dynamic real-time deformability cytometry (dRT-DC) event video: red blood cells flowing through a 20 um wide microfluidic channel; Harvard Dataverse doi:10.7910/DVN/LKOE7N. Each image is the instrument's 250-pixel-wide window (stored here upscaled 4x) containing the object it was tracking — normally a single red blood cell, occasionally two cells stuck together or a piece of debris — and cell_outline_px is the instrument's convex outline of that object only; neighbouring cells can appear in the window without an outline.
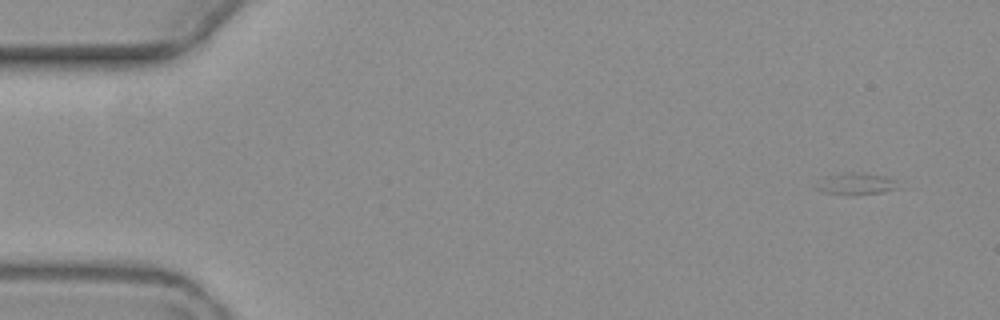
{"species": "common noctule bat (a hibernating species)", "species_latin": "Nyctalus noctula", "temperature_condition": "warm", "stored_images_in_passage": 4, "camera_frame_rate_fps": 3000, "um_per_image_px": 0.085, "animal": {"sex": "female", "body_mass_g": 19.3, "forearm_length_mm": 54.1}, "frame": {"image": 1, "passage_image": 1, "time_ms": 0.0, "image_size_px": [1000, 320], "cell_outline_px": [[904, 188], [884, 192], [848, 196], [824, 192], [816, 188], [824, 176], [848, 172], [856, 172], [884, 176], [896, 180]], "centroid_in_image_um": [72.86, 15.64], "position_along_channel_um": 12.1, "area_um2": 10.64}}